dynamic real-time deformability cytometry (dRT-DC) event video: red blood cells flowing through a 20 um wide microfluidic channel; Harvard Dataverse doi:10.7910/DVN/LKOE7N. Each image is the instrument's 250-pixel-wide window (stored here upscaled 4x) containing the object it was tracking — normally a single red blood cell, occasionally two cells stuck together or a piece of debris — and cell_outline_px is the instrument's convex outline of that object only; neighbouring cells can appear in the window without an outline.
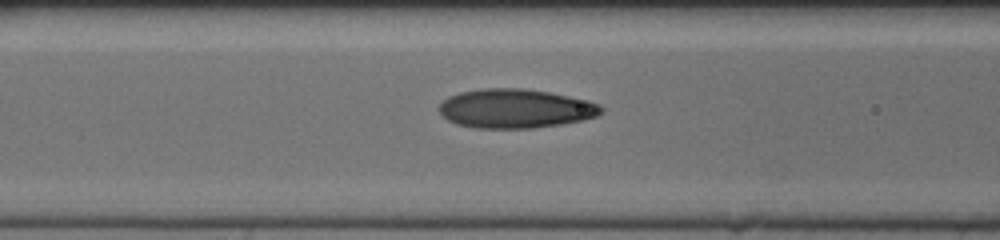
{"species": "human", "species_latin": "Homo sapiens", "temperature_condition": "cold", "stored_images_in_passage": 39, "camera_frame_rate_fps": 3000, "um_per_image_px": 0.085, "donor": {"sex": "female"}, "frame": {"image": 1, "passage_image": 17, "time_ms": 5.333, "image_size_px": [1000, 240], "cell_outline_px": [[604, 112], [596, 116], [580, 120], [560, 124], [532, 128], [476, 128], [456, 124], [448, 120], [436, 108], [448, 96], [460, 92], [484, 88], [524, 88], [548, 92], [588, 100], [600, 104], [604, 108]], "centroid_in_image_um": [43.8, 9.22], "position_along_channel_um": 122.8, "area_um2": 36.99}}
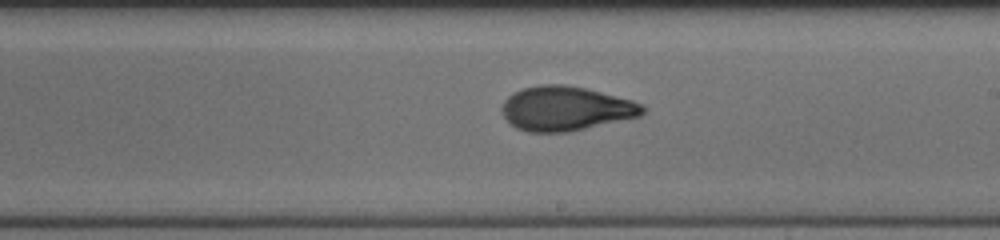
{"frame": {"image": 2, "passage_image": 26, "time_ms": 8.333, "image_size_px": [1000, 240], "cell_outline_px": [[644, 112], [640, 116], [568, 132], [528, 132], [516, 128], [504, 116], [504, 100], [512, 92], [524, 88], [540, 84], [564, 84], [584, 88], [632, 100], [640, 104], [644, 108]], "centroid_in_image_um": [48.08, 9.22], "position_along_channel_um": 240.9, "area_um2": 35.95}}
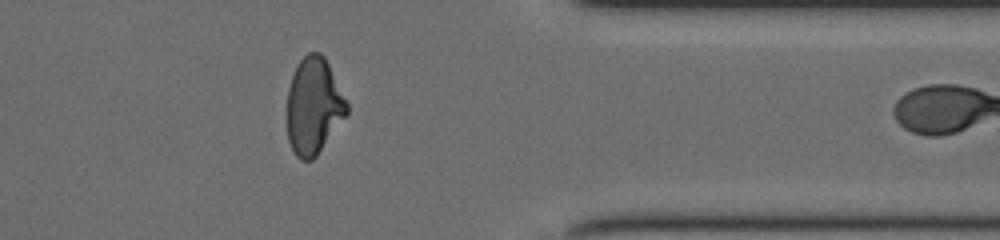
{"frame": {"image": 3, "passage_image": 38, "time_ms": 12.333, "image_size_px": [1000, 240], "cell_outline_px": [[348, 112], [316, 156], [312, 160], [300, 160], [296, 156], [288, 140], [284, 116], [288, 88], [296, 64], [308, 52], [320, 52], [324, 56], [348, 104]], "centroid_in_image_um": [26.6, 9.02], "position_along_channel_um": 384.8, "area_um2": 33.93}}